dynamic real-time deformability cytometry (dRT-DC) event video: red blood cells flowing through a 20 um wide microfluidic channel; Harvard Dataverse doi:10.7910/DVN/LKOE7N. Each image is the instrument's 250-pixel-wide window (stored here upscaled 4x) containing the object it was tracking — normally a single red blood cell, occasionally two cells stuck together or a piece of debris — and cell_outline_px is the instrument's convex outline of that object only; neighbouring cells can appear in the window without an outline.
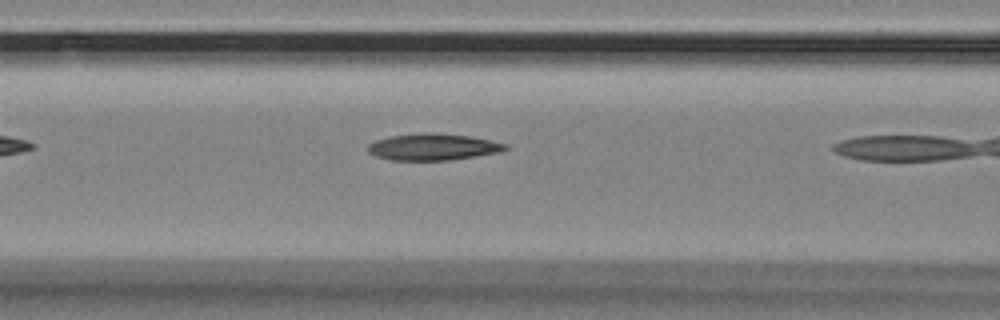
{"species": "Egyptian fruit bat (a non-hibernating species)", "species_latin": "Rousettus aegyptiacus", "temperature_condition": "room temperature", "stored_images_in_passage": 7, "camera_frame_rate_fps": 3000, "um_per_image_px": 0.085, "animal": {"sex": "female"}, "frame": {"image": 1, "passage_image": 6, "time_ms": 1.667, "image_size_px": [1000, 320], "cell_outline_px": [[508, 148], [500, 152], [476, 156], [448, 160], [392, 160], [376, 156], [368, 152], [368, 144], [376, 140], [392, 136], [424, 132], [432, 132], [472, 136], [508, 144]], "centroid_in_image_um": [36.83, 12.48], "position_along_channel_um": 129.8, "area_um2": 21.33}}